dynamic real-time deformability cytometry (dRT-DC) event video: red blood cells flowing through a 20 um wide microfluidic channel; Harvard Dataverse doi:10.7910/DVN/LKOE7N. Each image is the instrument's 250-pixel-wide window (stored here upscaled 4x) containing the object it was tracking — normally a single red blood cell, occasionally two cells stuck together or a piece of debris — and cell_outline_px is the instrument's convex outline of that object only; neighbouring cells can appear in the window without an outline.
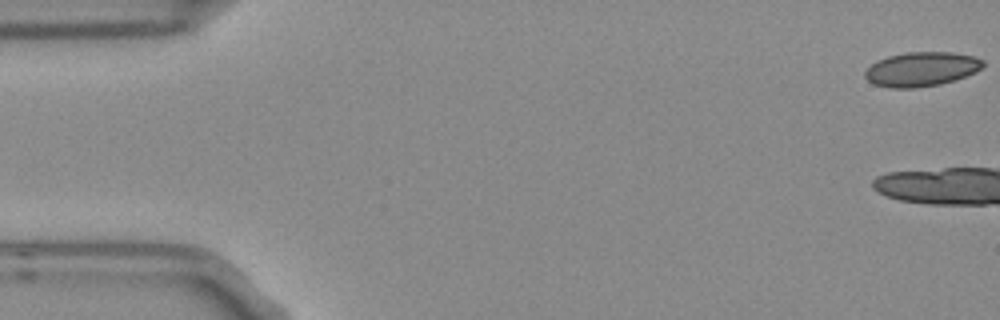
{"species": "Egyptian fruit bat (a non-hibernating species)", "species_latin": "Rousettus aegyptiacus", "temperature_condition": "room temperature", "stored_images_in_passage": 3, "camera_frame_rate_fps": 3000, "um_per_image_px": 0.085, "frame": {"image": 1, "passage_image": 1, "time_ms": 0.0, "image_size_px": [1000, 320], "cell_outline_px": [[984, 64], [976, 72], [940, 84], [912, 88], [892, 88], [872, 84], [864, 76], [864, 72], [876, 60], [888, 56], [904, 52], [952, 52], [972, 56], [984, 60]], "centroid_in_image_um": [78.28, 5.87], "position_along_channel_um": 6.7, "area_um2": 23.52}}